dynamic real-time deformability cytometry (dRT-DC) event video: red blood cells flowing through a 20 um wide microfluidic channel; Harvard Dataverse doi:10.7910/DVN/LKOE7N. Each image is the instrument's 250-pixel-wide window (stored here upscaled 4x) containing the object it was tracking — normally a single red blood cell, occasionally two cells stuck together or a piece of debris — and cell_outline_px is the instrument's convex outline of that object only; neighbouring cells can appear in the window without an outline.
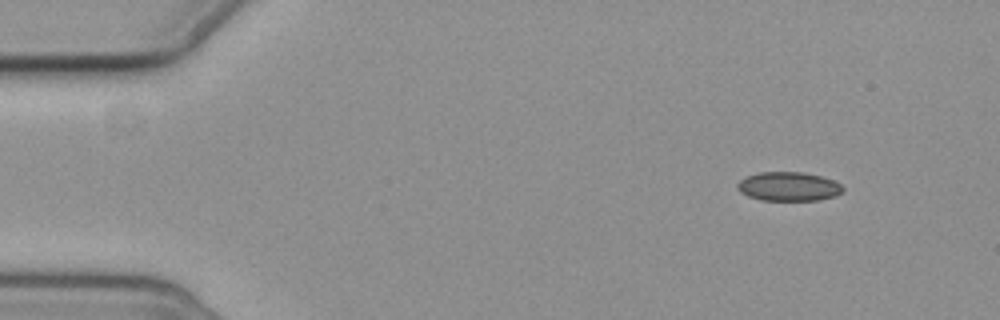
{"species": "common noctule bat (a hibernating species)", "species_latin": "Nyctalus noctula", "temperature_condition": "cold", "stored_images_in_passage": 6, "camera_frame_rate_fps": 3000, "um_per_image_px": 0.085, "animal": {"sex": "female", "body_mass_g": 19.3, "forearm_length_mm": 54.1}, "frame": {"image": 1, "passage_image": 1, "time_ms": 0.0, "image_size_px": [1000, 320], "cell_outline_px": [[844, 192], [836, 196], [816, 200], [760, 200], [748, 196], [740, 192], [736, 188], [736, 184], [744, 176], [760, 172], [804, 172], [820, 176], [832, 180], [840, 184], [844, 188]], "centroid_in_image_um": [67.0, 15.85], "position_along_channel_um": 18.0, "area_um2": 17.98}}
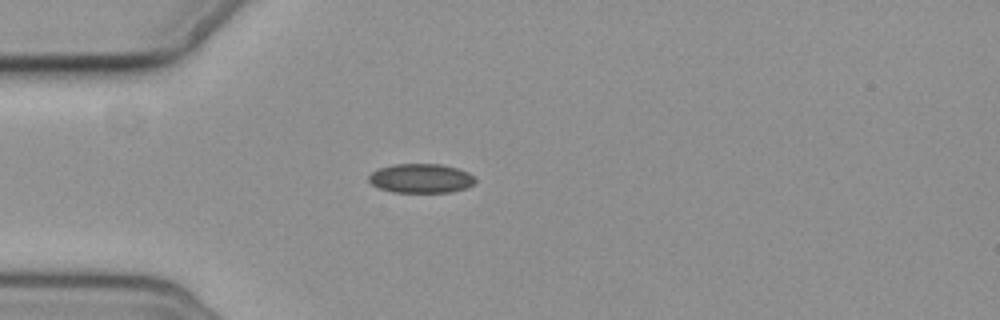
{"frame": {"image": 2, "passage_image": 4, "time_ms": 3.333, "image_size_px": [1000, 320], "cell_outline_px": [[476, 180], [472, 184], [464, 188], [452, 192], [392, 192], [380, 188], [372, 184], [368, 180], [368, 176], [372, 172], [380, 168], [392, 164], [440, 164], [456, 168], [468, 172], [476, 176]], "centroid_in_image_um": [35.78, 15.15], "position_along_channel_um": 49.2, "area_um2": 18.09}}
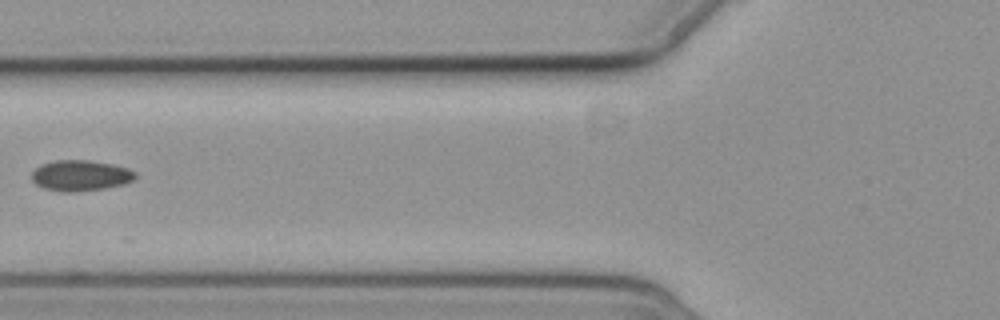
{"frame": {"image": 3, "passage_image": 6, "time_ms": 5.667, "image_size_px": [1000, 320], "cell_outline_px": [[136, 176], [132, 180], [124, 184], [104, 188], [72, 192], [60, 192], [44, 188], [36, 184], [32, 180], [32, 172], [40, 164], [56, 160], [92, 160], [112, 164], [128, 168], [136, 172]], "centroid_in_image_um": [6.83, 14.91], "position_along_channel_um": 119.0, "area_um2": 18.61}}